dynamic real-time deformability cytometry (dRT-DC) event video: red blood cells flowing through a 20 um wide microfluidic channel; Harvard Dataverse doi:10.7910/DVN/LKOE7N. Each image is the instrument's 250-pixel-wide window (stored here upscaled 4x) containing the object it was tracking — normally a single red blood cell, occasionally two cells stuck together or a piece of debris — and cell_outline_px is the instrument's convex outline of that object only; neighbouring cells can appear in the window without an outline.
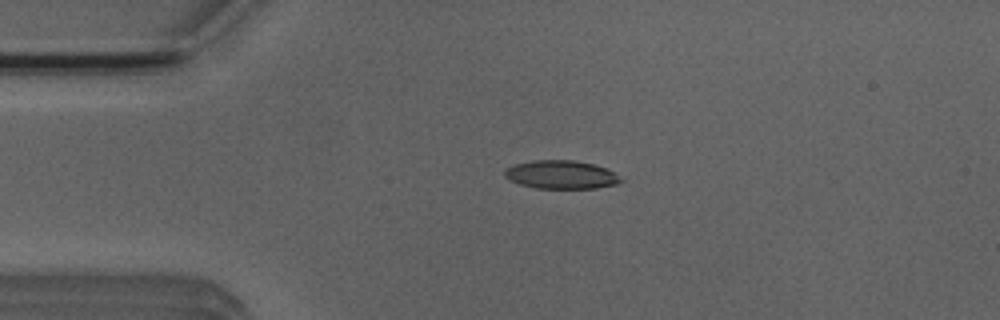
{"species": "Egyptian fruit bat (a non-hibernating species)", "species_latin": "Rousettus aegyptiacus", "temperature_condition": "room temperature", "stored_images_in_passage": 3, "camera_frame_rate_fps": 3000, "um_per_image_px": 0.085, "animal": {"sex": "male"}, "frame": {"image": 1, "passage_image": 2, "time_ms": 1.0, "image_size_px": [1000, 320], "cell_outline_px": [[624, 180], [616, 184], [596, 188], [536, 188], [520, 184], [508, 180], [504, 176], [504, 168], [516, 164], [532, 160], [572, 160], [592, 164], [604, 168], [612, 172]], "centroid_in_image_um": [47.64, 14.85], "position_along_channel_um": 37.4, "area_um2": 19.07}}